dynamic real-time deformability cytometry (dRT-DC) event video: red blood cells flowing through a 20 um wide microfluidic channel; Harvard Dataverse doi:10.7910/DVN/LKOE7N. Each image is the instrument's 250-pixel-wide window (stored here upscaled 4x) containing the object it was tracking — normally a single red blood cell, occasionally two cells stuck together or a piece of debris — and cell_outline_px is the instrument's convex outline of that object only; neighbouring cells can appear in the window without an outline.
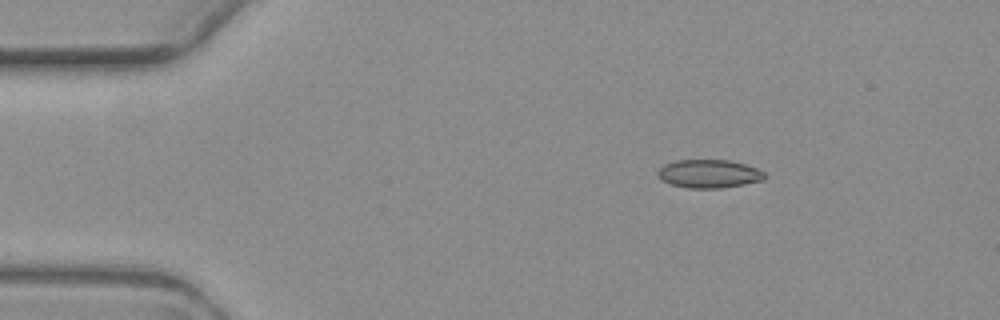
{"species": "common noctule bat (a hibernating species)", "species_latin": "Nyctalus noctula", "temperature_condition": "warm", "stored_images_in_passage": 3, "camera_frame_rate_fps": 3000, "um_per_image_px": 0.085, "animal": {"sex": "female", "body_mass_g": 19.3, "forearm_length_mm": 54.1}, "frame": {"image": 1, "passage_image": 1, "time_ms": 0.0, "image_size_px": [1000, 320], "cell_outline_px": [[764, 180], [744, 184], [720, 188], [688, 188], [672, 184], [660, 180], [656, 172], [664, 164], [676, 160], [728, 160], [744, 164], [756, 168], [764, 172]], "centroid_in_image_um": [60.23, 14.77], "position_along_channel_um": 24.8, "area_um2": 17.57}}